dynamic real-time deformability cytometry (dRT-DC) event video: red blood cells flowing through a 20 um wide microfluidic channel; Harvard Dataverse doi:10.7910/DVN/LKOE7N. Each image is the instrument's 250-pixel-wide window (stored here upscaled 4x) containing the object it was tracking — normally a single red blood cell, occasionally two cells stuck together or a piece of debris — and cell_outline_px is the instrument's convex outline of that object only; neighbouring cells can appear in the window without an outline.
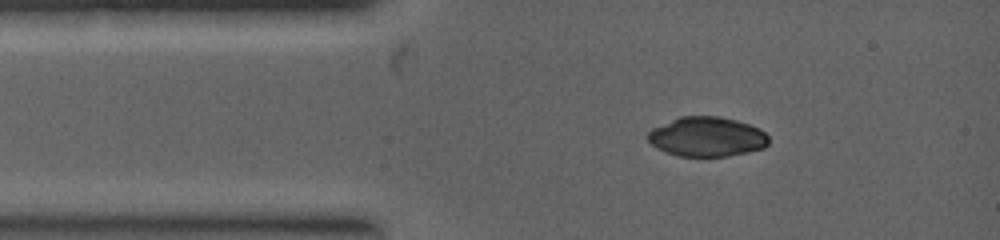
{"species": "common noctule bat (a hibernating species)", "species_latin": "Nyctalus noctula", "temperature_condition": "warm", "stored_images_in_passage": 28, "camera_frame_rate_fps": 5000, "um_per_image_px": 0.085, "animal": {"sex": "female", "body_mass_g": 19.0, "forearm_length_mm": 53.3}, "frame": {"image": 1, "passage_image": 1, "time_ms": 0.0, "image_size_px": [1000, 240], "cell_outline_px": [[768, 144], [764, 148], [748, 152], [728, 156], [676, 156], [664, 152], [656, 148], [648, 140], [648, 132], [652, 128], [680, 116], [720, 116], [736, 120], [760, 128], [768, 136]], "centroid_in_image_um": [60.08, 11.63], "position_along_channel_um": 24.9, "area_um2": 28.03}}
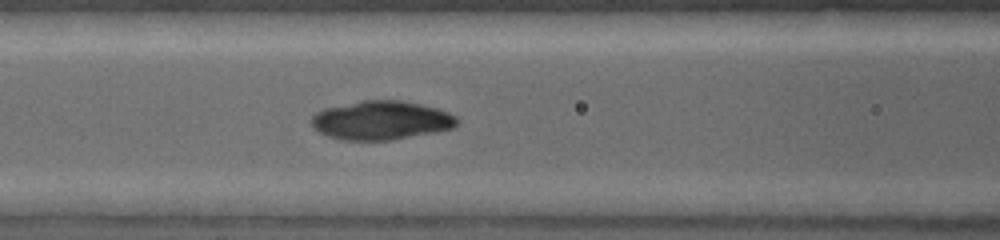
{"frame": {"image": 2, "passage_image": 9, "time_ms": 2.0, "image_size_px": [1000, 240], "cell_outline_px": [[460, 120], [452, 128], [436, 132], [392, 140], [340, 140], [328, 136], [312, 128], [312, 116], [316, 112], [324, 108], [364, 100], [400, 100], [420, 104], [448, 112], [456, 116]], "centroid_in_image_um": [32.39, 10.23], "position_along_channel_um": 134.2, "area_um2": 32.95}}
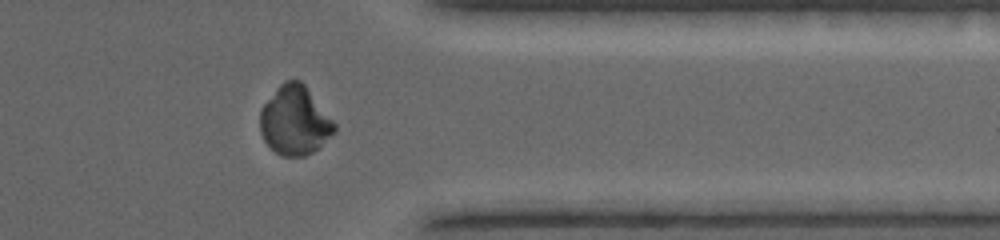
{"frame": {"image": 3, "passage_image": 28, "time_ms": 5.8, "image_size_px": [1000, 240], "cell_outline_px": [[336, 132], [320, 148], [304, 156], [284, 156], [276, 152], [264, 140], [260, 132], [260, 108], [276, 88], [284, 80], [300, 80], [304, 84], [336, 124]], "centroid_in_image_um": [25.06, 10.25], "position_along_channel_um": 386.3, "area_um2": 29.94}}